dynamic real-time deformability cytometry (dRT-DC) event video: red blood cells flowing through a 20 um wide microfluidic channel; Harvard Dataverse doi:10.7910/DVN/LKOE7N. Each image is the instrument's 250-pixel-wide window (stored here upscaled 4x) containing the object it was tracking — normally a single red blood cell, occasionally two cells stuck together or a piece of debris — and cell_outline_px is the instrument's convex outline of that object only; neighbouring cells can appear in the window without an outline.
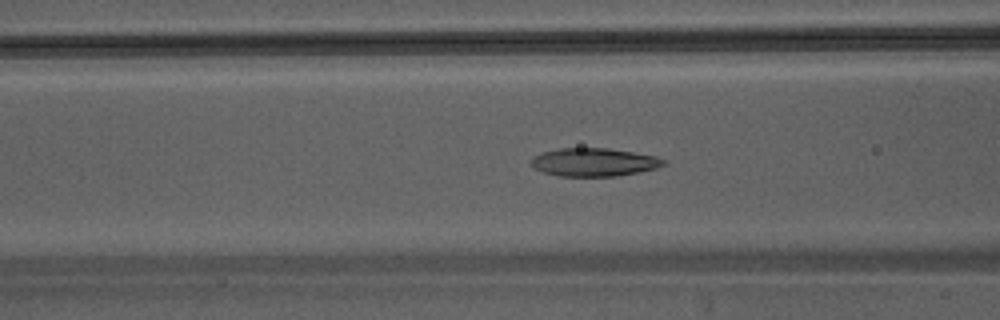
{"species": "Egyptian fruit bat (a non-hibernating species)", "species_latin": "Rousettus aegyptiacus", "temperature_condition": "warm", "stored_images_in_passage": 34, "camera_frame_rate_fps": 3000, "um_per_image_px": 0.085, "animal": {"sex": "male"}, "frame": {"image": 1, "passage_image": 6, "time_ms": 1.667, "image_size_px": [1000, 320], "cell_outline_px": [[668, 164], [656, 168], [640, 172], [616, 176], [560, 176], [544, 172], [536, 168], [532, 164], [532, 156], [544, 152], [560, 148], [604, 148], [632, 152], [656, 156], [668, 160]], "centroid_in_image_um": [50.56, 13.78], "position_along_channel_um": 116.0, "area_um2": 21.68}}
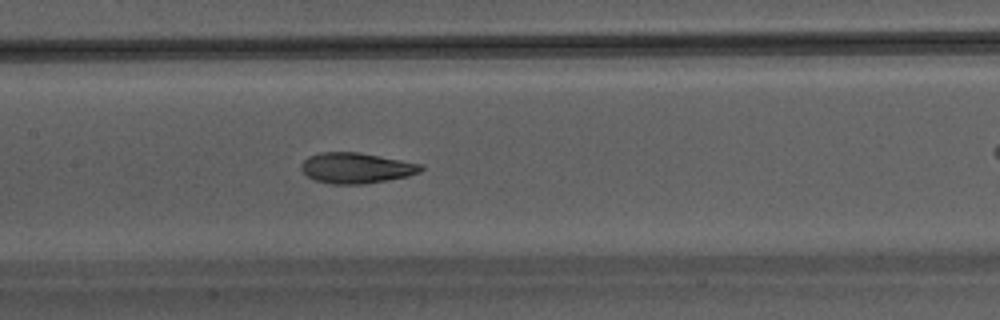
{"frame": {"image": 2, "passage_image": 10, "time_ms": 3.0, "image_size_px": [1000, 320], "cell_outline_px": [[424, 168], [420, 172], [408, 176], [388, 180], [364, 184], [332, 184], [316, 180], [308, 176], [300, 168], [300, 164], [308, 156], [320, 152], [360, 152], [424, 164]], "centroid_in_image_um": [30.3, 14.27], "position_along_channel_um": 177.1, "area_um2": 21.5}}
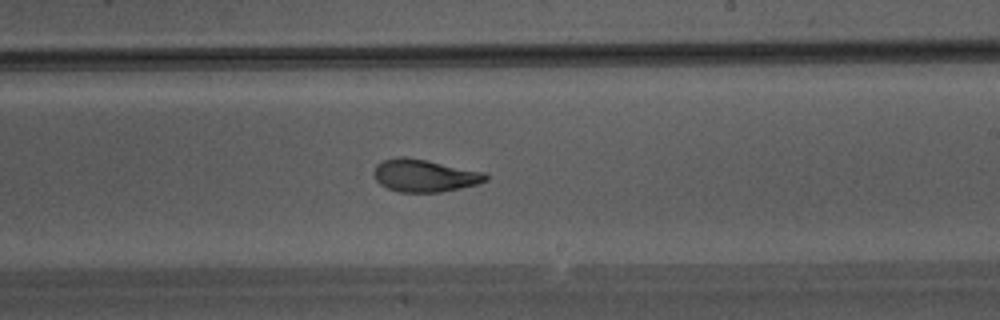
{"frame": {"image": 3, "passage_image": 15, "time_ms": 4.667, "image_size_px": [1000, 320], "cell_outline_px": [[488, 180], [476, 184], [460, 188], [440, 192], [400, 192], [388, 188], [380, 184], [376, 180], [372, 172], [376, 164], [384, 160], [396, 156], [404, 156], [484, 172], [488, 176]], "centroid_in_image_um": [36.04, 14.92], "position_along_channel_um": 253.0, "area_um2": 21.04}}